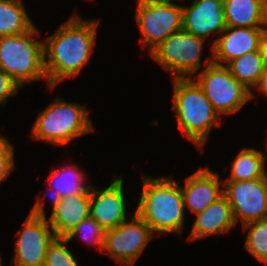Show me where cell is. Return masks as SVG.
I'll list each match as a JSON object with an SVG mask.
<instances>
[{
	"mask_svg": "<svg viewBox=\"0 0 267 266\" xmlns=\"http://www.w3.org/2000/svg\"><path fill=\"white\" fill-rule=\"evenodd\" d=\"M152 237L149 226L134 212L132 220L105 230L102 252L123 266H133Z\"/></svg>",
	"mask_w": 267,
	"mask_h": 266,
	"instance_id": "10",
	"label": "cell"
},
{
	"mask_svg": "<svg viewBox=\"0 0 267 266\" xmlns=\"http://www.w3.org/2000/svg\"><path fill=\"white\" fill-rule=\"evenodd\" d=\"M47 218L57 238H65L82 220L90 216V186L82 193L52 200Z\"/></svg>",
	"mask_w": 267,
	"mask_h": 266,
	"instance_id": "16",
	"label": "cell"
},
{
	"mask_svg": "<svg viewBox=\"0 0 267 266\" xmlns=\"http://www.w3.org/2000/svg\"><path fill=\"white\" fill-rule=\"evenodd\" d=\"M143 191L135 213L149 226L153 234H182L185 208L180 181L169 177L153 179L143 175Z\"/></svg>",
	"mask_w": 267,
	"mask_h": 266,
	"instance_id": "2",
	"label": "cell"
},
{
	"mask_svg": "<svg viewBox=\"0 0 267 266\" xmlns=\"http://www.w3.org/2000/svg\"><path fill=\"white\" fill-rule=\"evenodd\" d=\"M254 89L258 92H261L264 97H267V67H265L257 85L254 87Z\"/></svg>",
	"mask_w": 267,
	"mask_h": 266,
	"instance_id": "28",
	"label": "cell"
},
{
	"mask_svg": "<svg viewBox=\"0 0 267 266\" xmlns=\"http://www.w3.org/2000/svg\"><path fill=\"white\" fill-rule=\"evenodd\" d=\"M206 40L184 30L170 34L149 53L172 78H191L202 66L201 54Z\"/></svg>",
	"mask_w": 267,
	"mask_h": 266,
	"instance_id": "8",
	"label": "cell"
},
{
	"mask_svg": "<svg viewBox=\"0 0 267 266\" xmlns=\"http://www.w3.org/2000/svg\"><path fill=\"white\" fill-rule=\"evenodd\" d=\"M19 89L20 86L0 69V105H7L8 98L17 96Z\"/></svg>",
	"mask_w": 267,
	"mask_h": 266,
	"instance_id": "27",
	"label": "cell"
},
{
	"mask_svg": "<svg viewBox=\"0 0 267 266\" xmlns=\"http://www.w3.org/2000/svg\"><path fill=\"white\" fill-rule=\"evenodd\" d=\"M48 181L49 190H52V200L68 195L84 192L90 185H85V173L79 170L78 165L70 163L51 171ZM51 185V186H50Z\"/></svg>",
	"mask_w": 267,
	"mask_h": 266,
	"instance_id": "19",
	"label": "cell"
},
{
	"mask_svg": "<svg viewBox=\"0 0 267 266\" xmlns=\"http://www.w3.org/2000/svg\"><path fill=\"white\" fill-rule=\"evenodd\" d=\"M267 27H229L213 41L214 64L226 66L230 61L260 48Z\"/></svg>",
	"mask_w": 267,
	"mask_h": 266,
	"instance_id": "13",
	"label": "cell"
},
{
	"mask_svg": "<svg viewBox=\"0 0 267 266\" xmlns=\"http://www.w3.org/2000/svg\"><path fill=\"white\" fill-rule=\"evenodd\" d=\"M65 238H55L48 246L44 266H79Z\"/></svg>",
	"mask_w": 267,
	"mask_h": 266,
	"instance_id": "25",
	"label": "cell"
},
{
	"mask_svg": "<svg viewBox=\"0 0 267 266\" xmlns=\"http://www.w3.org/2000/svg\"><path fill=\"white\" fill-rule=\"evenodd\" d=\"M223 196L229 202L234 221L242 225L267 218V187L264 178L223 181Z\"/></svg>",
	"mask_w": 267,
	"mask_h": 266,
	"instance_id": "11",
	"label": "cell"
},
{
	"mask_svg": "<svg viewBox=\"0 0 267 266\" xmlns=\"http://www.w3.org/2000/svg\"><path fill=\"white\" fill-rule=\"evenodd\" d=\"M39 29L34 26L27 33L0 37V69L20 87L44 79V41L36 38Z\"/></svg>",
	"mask_w": 267,
	"mask_h": 266,
	"instance_id": "5",
	"label": "cell"
},
{
	"mask_svg": "<svg viewBox=\"0 0 267 266\" xmlns=\"http://www.w3.org/2000/svg\"><path fill=\"white\" fill-rule=\"evenodd\" d=\"M99 20H86L75 13L44 40L47 85L54 89L62 80L76 77L95 51Z\"/></svg>",
	"mask_w": 267,
	"mask_h": 266,
	"instance_id": "1",
	"label": "cell"
},
{
	"mask_svg": "<svg viewBox=\"0 0 267 266\" xmlns=\"http://www.w3.org/2000/svg\"><path fill=\"white\" fill-rule=\"evenodd\" d=\"M93 130L89 110L85 105L56 98L39 113L31 130V136L34 140L57 146L66 145Z\"/></svg>",
	"mask_w": 267,
	"mask_h": 266,
	"instance_id": "4",
	"label": "cell"
},
{
	"mask_svg": "<svg viewBox=\"0 0 267 266\" xmlns=\"http://www.w3.org/2000/svg\"><path fill=\"white\" fill-rule=\"evenodd\" d=\"M267 155L256 148H242L232 162L231 175L223 181L263 178Z\"/></svg>",
	"mask_w": 267,
	"mask_h": 266,
	"instance_id": "22",
	"label": "cell"
},
{
	"mask_svg": "<svg viewBox=\"0 0 267 266\" xmlns=\"http://www.w3.org/2000/svg\"><path fill=\"white\" fill-rule=\"evenodd\" d=\"M265 152H266V154H267V137H266V139H265Z\"/></svg>",
	"mask_w": 267,
	"mask_h": 266,
	"instance_id": "31",
	"label": "cell"
},
{
	"mask_svg": "<svg viewBox=\"0 0 267 266\" xmlns=\"http://www.w3.org/2000/svg\"><path fill=\"white\" fill-rule=\"evenodd\" d=\"M205 61V68L191 78L220 117L240 111L251 100V91L237 81L226 66L214 64L213 54Z\"/></svg>",
	"mask_w": 267,
	"mask_h": 266,
	"instance_id": "6",
	"label": "cell"
},
{
	"mask_svg": "<svg viewBox=\"0 0 267 266\" xmlns=\"http://www.w3.org/2000/svg\"><path fill=\"white\" fill-rule=\"evenodd\" d=\"M247 229L244 248L267 266V218L244 224L243 231Z\"/></svg>",
	"mask_w": 267,
	"mask_h": 266,
	"instance_id": "23",
	"label": "cell"
},
{
	"mask_svg": "<svg viewBox=\"0 0 267 266\" xmlns=\"http://www.w3.org/2000/svg\"><path fill=\"white\" fill-rule=\"evenodd\" d=\"M208 167L196 170L186 177L185 186H180L184 208L188 207L194 214L204 211L223 196V187H220L223 181Z\"/></svg>",
	"mask_w": 267,
	"mask_h": 266,
	"instance_id": "15",
	"label": "cell"
},
{
	"mask_svg": "<svg viewBox=\"0 0 267 266\" xmlns=\"http://www.w3.org/2000/svg\"><path fill=\"white\" fill-rule=\"evenodd\" d=\"M45 196L35 201L14 242L12 266H44L48 246L56 238L44 210Z\"/></svg>",
	"mask_w": 267,
	"mask_h": 266,
	"instance_id": "7",
	"label": "cell"
},
{
	"mask_svg": "<svg viewBox=\"0 0 267 266\" xmlns=\"http://www.w3.org/2000/svg\"><path fill=\"white\" fill-rule=\"evenodd\" d=\"M0 266H3V265H2L1 254H0Z\"/></svg>",
	"mask_w": 267,
	"mask_h": 266,
	"instance_id": "32",
	"label": "cell"
},
{
	"mask_svg": "<svg viewBox=\"0 0 267 266\" xmlns=\"http://www.w3.org/2000/svg\"><path fill=\"white\" fill-rule=\"evenodd\" d=\"M14 146L8 138L0 135V183L5 181L15 168Z\"/></svg>",
	"mask_w": 267,
	"mask_h": 266,
	"instance_id": "26",
	"label": "cell"
},
{
	"mask_svg": "<svg viewBox=\"0 0 267 266\" xmlns=\"http://www.w3.org/2000/svg\"><path fill=\"white\" fill-rule=\"evenodd\" d=\"M259 50H260L264 65L265 67H267V29L264 31V34L261 38Z\"/></svg>",
	"mask_w": 267,
	"mask_h": 266,
	"instance_id": "29",
	"label": "cell"
},
{
	"mask_svg": "<svg viewBox=\"0 0 267 266\" xmlns=\"http://www.w3.org/2000/svg\"><path fill=\"white\" fill-rule=\"evenodd\" d=\"M182 30L207 40L221 34L227 27L223 0H193L191 6H183Z\"/></svg>",
	"mask_w": 267,
	"mask_h": 266,
	"instance_id": "14",
	"label": "cell"
},
{
	"mask_svg": "<svg viewBox=\"0 0 267 266\" xmlns=\"http://www.w3.org/2000/svg\"><path fill=\"white\" fill-rule=\"evenodd\" d=\"M22 0H0V37L27 33L32 22Z\"/></svg>",
	"mask_w": 267,
	"mask_h": 266,
	"instance_id": "20",
	"label": "cell"
},
{
	"mask_svg": "<svg viewBox=\"0 0 267 266\" xmlns=\"http://www.w3.org/2000/svg\"><path fill=\"white\" fill-rule=\"evenodd\" d=\"M263 178H264V181H265V184H266V187H267V169H266V167H264Z\"/></svg>",
	"mask_w": 267,
	"mask_h": 266,
	"instance_id": "30",
	"label": "cell"
},
{
	"mask_svg": "<svg viewBox=\"0 0 267 266\" xmlns=\"http://www.w3.org/2000/svg\"><path fill=\"white\" fill-rule=\"evenodd\" d=\"M123 178H113L107 188L90 184V216L104 229H113L127 220Z\"/></svg>",
	"mask_w": 267,
	"mask_h": 266,
	"instance_id": "12",
	"label": "cell"
},
{
	"mask_svg": "<svg viewBox=\"0 0 267 266\" xmlns=\"http://www.w3.org/2000/svg\"><path fill=\"white\" fill-rule=\"evenodd\" d=\"M229 27H267V0H223Z\"/></svg>",
	"mask_w": 267,
	"mask_h": 266,
	"instance_id": "18",
	"label": "cell"
},
{
	"mask_svg": "<svg viewBox=\"0 0 267 266\" xmlns=\"http://www.w3.org/2000/svg\"><path fill=\"white\" fill-rule=\"evenodd\" d=\"M173 105L178 128L199 149H204L213 126L222 117L214 110L202 89L192 78H172Z\"/></svg>",
	"mask_w": 267,
	"mask_h": 266,
	"instance_id": "3",
	"label": "cell"
},
{
	"mask_svg": "<svg viewBox=\"0 0 267 266\" xmlns=\"http://www.w3.org/2000/svg\"><path fill=\"white\" fill-rule=\"evenodd\" d=\"M226 67L231 75L251 91V100L255 98L254 87L257 85L265 65L260 50L246 53L230 61ZM253 90V91H252Z\"/></svg>",
	"mask_w": 267,
	"mask_h": 266,
	"instance_id": "21",
	"label": "cell"
},
{
	"mask_svg": "<svg viewBox=\"0 0 267 266\" xmlns=\"http://www.w3.org/2000/svg\"><path fill=\"white\" fill-rule=\"evenodd\" d=\"M79 234L85 243L97 246V250H103L105 230L91 216H88L75 226L65 239L69 242Z\"/></svg>",
	"mask_w": 267,
	"mask_h": 266,
	"instance_id": "24",
	"label": "cell"
},
{
	"mask_svg": "<svg viewBox=\"0 0 267 266\" xmlns=\"http://www.w3.org/2000/svg\"><path fill=\"white\" fill-rule=\"evenodd\" d=\"M196 215L197 217L188 237L191 241L220 233L224 234L236 226L232 208L224 196Z\"/></svg>",
	"mask_w": 267,
	"mask_h": 266,
	"instance_id": "17",
	"label": "cell"
},
{
	"mask_svg": "<svg viewBox=\"0 0 267 266\" xmlns=\"http://www.w3.org/2000/svg\"><path fill=\"white\" fill-rule=\"evenodd\" d=\"M174 0H137L136 22L149 52L170 34L182 30V5Z\"/></svg>",
	"mask_w": 267,
	"mask_h": 266,
	"instance_id": "9",
	"label": "cell"
}]
</instances>
